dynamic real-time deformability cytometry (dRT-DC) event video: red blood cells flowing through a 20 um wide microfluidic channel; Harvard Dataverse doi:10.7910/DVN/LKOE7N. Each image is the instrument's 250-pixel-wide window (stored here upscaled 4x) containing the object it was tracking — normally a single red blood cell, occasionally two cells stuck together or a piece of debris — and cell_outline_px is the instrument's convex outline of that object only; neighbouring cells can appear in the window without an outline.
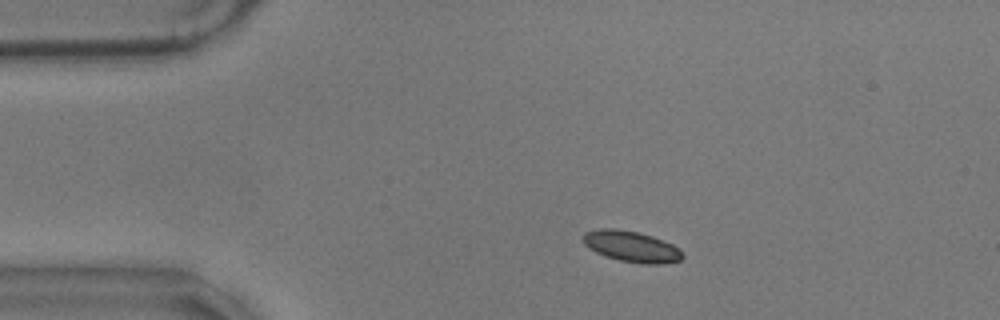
{"species": "common noctule bat (a hibernating species)", "species_latin": "Nyctalus noctula", "temperature_condition": "warm", "stored_images_in_passage": 54, "camera_frame_rate_fps": 3000, "um_per_image_px": 0.085, "animal": {"sex": "male", "body_mass_g": 17.9}, "frame": {"image": 1, "passage_image": 7, "time_ms": 2.0, "image_size_px": [1000, 320], "cell_outline_px": [[684, 256], [680, 260], [660, 264], [644, 264], [620, 260], [604, 256], [588, 248], [584, 244], [580, 236], [584, 232], [600, 228], [616, 228], [640, 232], [652, 236], [672, 244], [680, 248]], "centroid_in_image_um": [53.63, 20.93], "position_along_channel_um": 31.4, "area_um2": 18.21}}
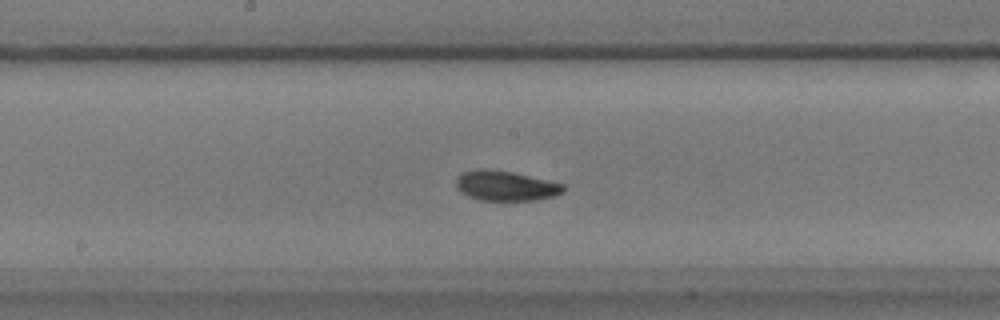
{"frame": {"image": 2, "passage_image": 26, "time_ms": 8.333, "image_size_px": [1000, 320], "cell_outline_px": [[564, 192], [552, 196], [536, 200], [480, 200], [468, 196], [456, 188], [456, 180], [464, 172], [476, 168], [480, 168], [512, 172], [564, 184]], "centroid_in_image_um": [42.97, 15.79], "position_along_channel_um": 205.2, "area_um2": 18.5}}
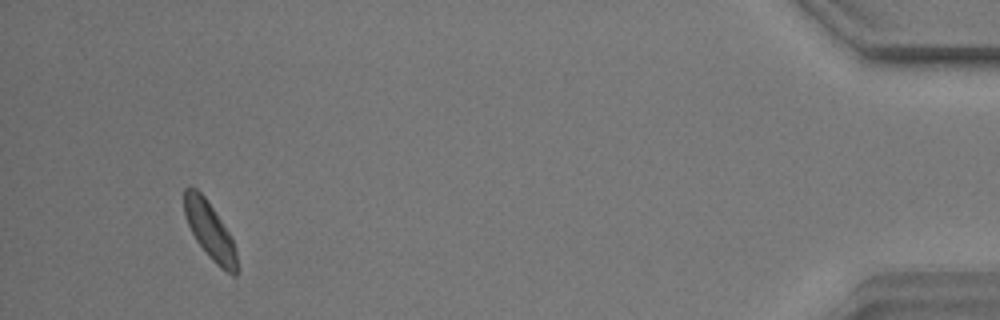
{"frame": {"image": 3, "passage_image": 51, "time_ms": 16.667, "image_size_px": [1000, 320], "cell_outline_px": [[236, 276], [232, 276], [220, 268], [212, 260], [196, 240], [184, 216], [184, 188], [188, 184], [196, 188], [204, 196], [232, 236], [236, 252]], "centroid_in_image_um": [17.82, 19.58], "position_along_channel_um": 417.4, "area_um2": 17.51}, "authors_computed_cell_mechanics": {"area_um2": 17.7735, "velocity_mm_per_s": 3.4494, "shape_relaxation_time_tau1_ms": 8.7934, "shape_relaxation_time_tau2_ms": 2.9415, "deformation_change_tau1": 0.2414, "deformation_change_tau2": 0.0664}}